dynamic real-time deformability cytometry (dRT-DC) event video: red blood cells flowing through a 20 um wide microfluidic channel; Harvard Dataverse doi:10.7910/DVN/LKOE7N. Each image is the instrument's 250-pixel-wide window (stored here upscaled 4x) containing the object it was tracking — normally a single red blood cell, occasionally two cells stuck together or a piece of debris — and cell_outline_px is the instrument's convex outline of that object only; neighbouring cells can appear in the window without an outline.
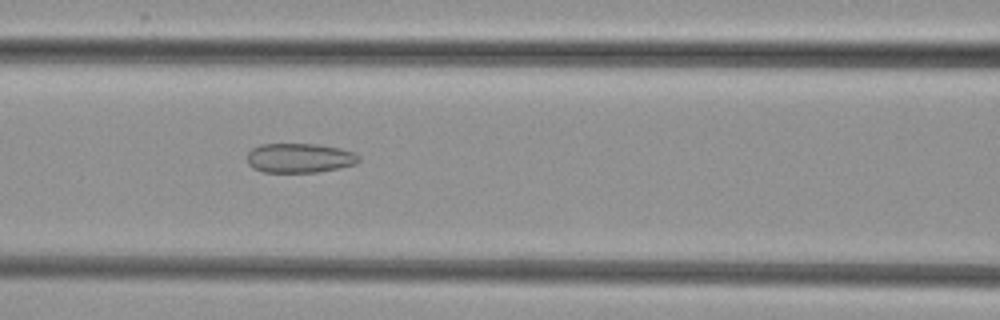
{"species": "common noctule bat (a hibernating species)", "species_latin": "Nyctalus noctula", "temperature_condition": "cold", "stored_images_in_passage": 39, "camera_frame_rate_fps": 3000, "um_per_image_px": 0.085, "animal": {"sex": "female", "body_mass_g": 29.2, "forearm_length_mm": 56.3}, "frame": {"image": 1, "passage_image": 11, "time_ms": 3.333, "image_size_px": [1000, 320], "cell_outline_px": [[360, 160], [356, 164], [316, 172], [264, 172], [252, 168], [248, 164], [248, 152], [252, 148], [260, 144], [316, 144], [340, 148], [356, 152], [360, 156]], "centroid_in_image_um": [25.47, 13.42], "position_along_channel_um": 141.1, "area_um2": 19.25}}
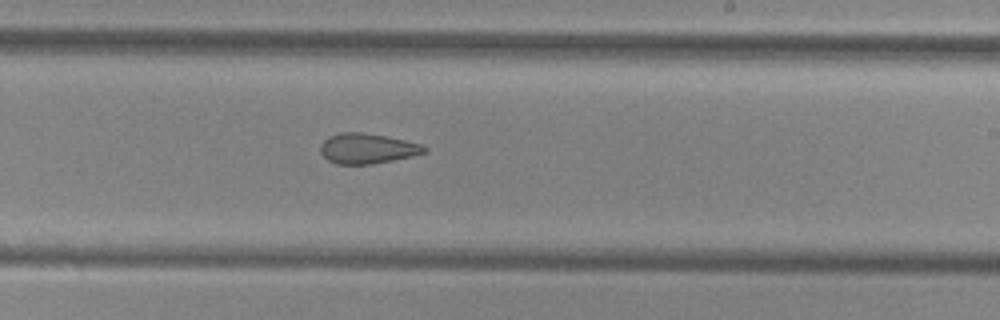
{"frame": {"image": 2, "passage_image": 20, "time_ms": 6.333, "image_size_px": [1000, 320], "cell_outline_px": [[428, 152], [412, 156], [372, 164], [336, 164], [328, 160], [320, 152], [320, 144], [328, 136], [340, 132], [364, 132], [404, 140], [420, 144], [428, 148]], "centroid_in_image_um": [31.2, 12.62], "position_along_channel_um": 257.8, "area_um2": 18.32}}
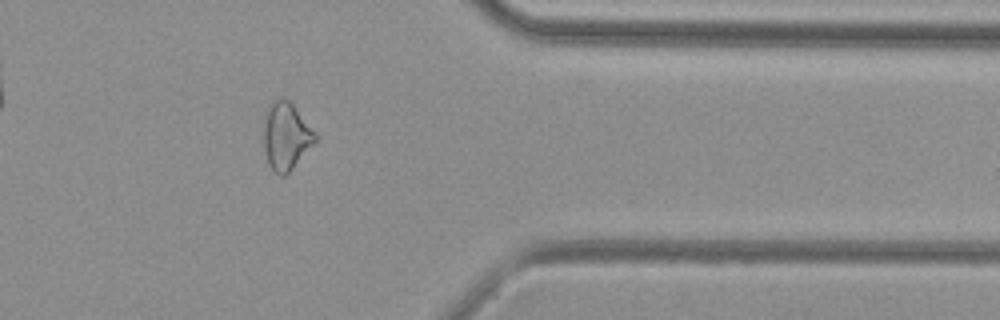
{"frame": {"image": 3, "passage_image": 31, "time_ms": 10.0, "image_size_px": [1000, 320], "cell_outline_px": [[316, 140], [292, 168], [284, 176], [280, 176], [268, 164], [264, 148], [264, 124], [268, 104], [276, 96], [280, 96], [288, 100], [292, 104], [316, 136]], "centroid_in_image_um": [24.26, 11.54], "position_along_channel_um": 387.1, "area_um2": 19.71}}